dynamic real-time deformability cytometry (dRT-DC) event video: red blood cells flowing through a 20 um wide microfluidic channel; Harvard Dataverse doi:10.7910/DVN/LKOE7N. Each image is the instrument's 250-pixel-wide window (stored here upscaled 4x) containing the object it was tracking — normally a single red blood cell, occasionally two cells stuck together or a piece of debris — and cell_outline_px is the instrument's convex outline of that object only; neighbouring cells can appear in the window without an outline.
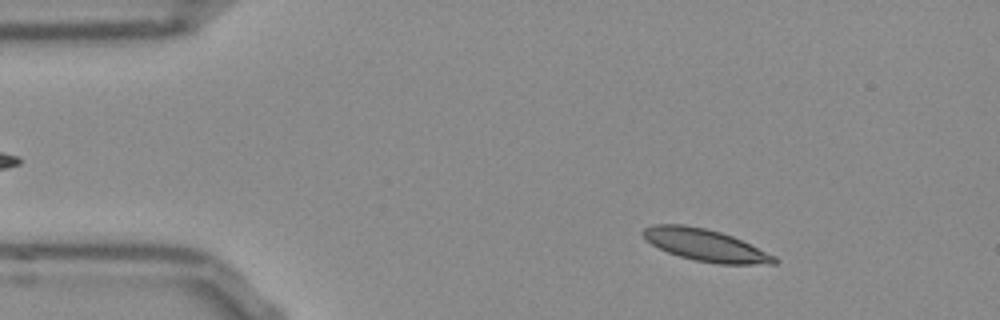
{"species": "Egyptian fruit bat (a non-hibernating species)", "species_latin": "Rousettus aegyptiacus", "temperature_condition": "room temperature", "stored_images_in_passage": 52, "camera_frame_rate_fps": 3000, "um_per_image_px": 0.085, "frame": {"image": 1, "passage_image": 6, "time_ms": 1.667, "image_size_px": [1000, 320], "cell_outline_px": [[780, 260], [776, 264], [720, 264], [696, 260], [680, 256], [668, 252], [644, 240], [640, 232], [644, 228], [652, 224], [684, 224], [704, 228], [720, 232], [732, 236], [776, 256]], "centroid_in_image_um": [59.94, 20.83], "position_along_channel_um": 25.1, "area_um2": 24.45}}
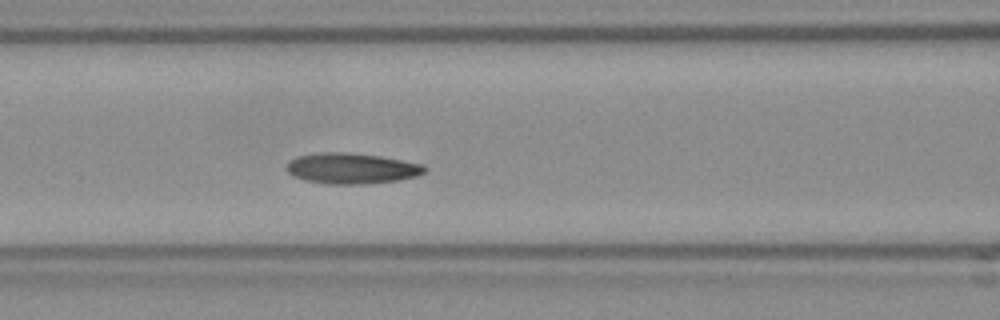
{"frame": {"image": 2, "passage_image": 20, "time_ms": 6.333, "image_size_px": [1000, 320], "cell_outline_px": [[428, 168], [424, 172], [416, 176], [396, 180], [364, 184], [328, 184], [304, 180], [292, 176], [284, 168], [288, 160], [296, 156], [320, 152], [348, 152], [380, 156], [424, 164]], "centroid_in_image_um": [29.83, 14.3], "position_along_channel_um": 136.8, "area_um2": 24.97}}
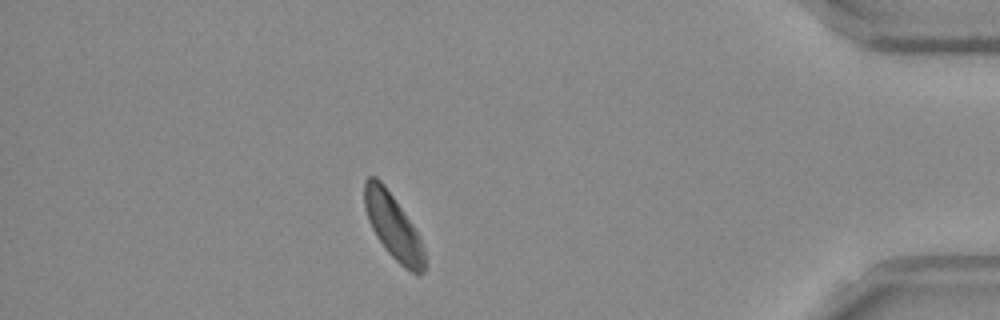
{"frame": {"image": 3, "passage_image": 45, "time_ms": 14.667, "image_size_px": [1000, 320], "cell_outline_px": [[428, 268], [424, 272], [416, 276], [404, 268], [384, 248], [376, 236], [368, 220], [364, 208], [364, 180], [368, 176], [376, 176], [384, 184], [420, 236], [428, 264]], "centroid_in_image_um": [33.44, 19.3], "position_along_channel_um": 401.8, "area_um2": 23.06}, "authors_computed_cell_mechanics": {"area_um2": 23.8425, "velocity_mm_per_s": 3.744, "shape_relaxation_time_tau1_ms": 5.8743, "shape_relaxation_time_tau2_ms": null, "deformation_change_tau1": 0.1233, "deformation_change_tau2": null}}